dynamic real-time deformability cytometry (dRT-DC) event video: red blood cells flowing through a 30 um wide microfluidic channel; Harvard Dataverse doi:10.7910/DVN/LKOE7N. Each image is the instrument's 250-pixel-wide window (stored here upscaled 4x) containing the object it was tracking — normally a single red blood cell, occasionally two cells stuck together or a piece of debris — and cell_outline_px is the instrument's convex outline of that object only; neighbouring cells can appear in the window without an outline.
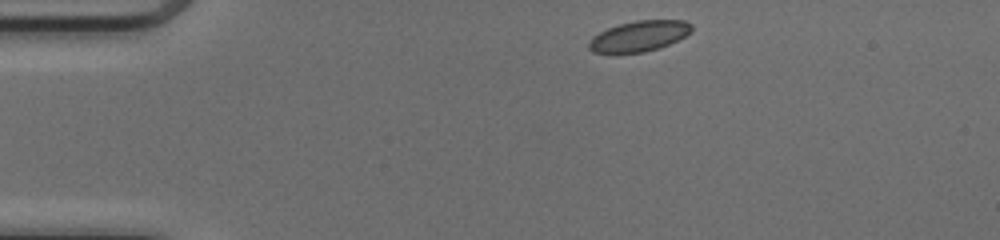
{"species": "common noctule bat (a hibernating species)", "species_latin": "Nyctalus noctula", "temperature_condition": "cold", "stored_images_in_passage": 42, "camera_frame_rate_fps": 3000, "um_per_image_px": 0.085, "animal": {"sex": "female", "body_mass_g": 17.0, "forearm_length_mm": 48.0}, "frame": {"image": 1, "passage_image": 1, "time_ms": 0.0, "image_size_px": [1000, 240], "cell_outline_px": [[692, 32], [660, 48], [644, 52], [592, 52], [588, 48], [588, 40], [592, 36], [608, 28], [620, 24], [636, 20], [684, 20], [692, 24]], "centroid_in_image_um": [54.33, 3.06], "position_along_channel_um": 30.7, "area_um2": 18.21}}
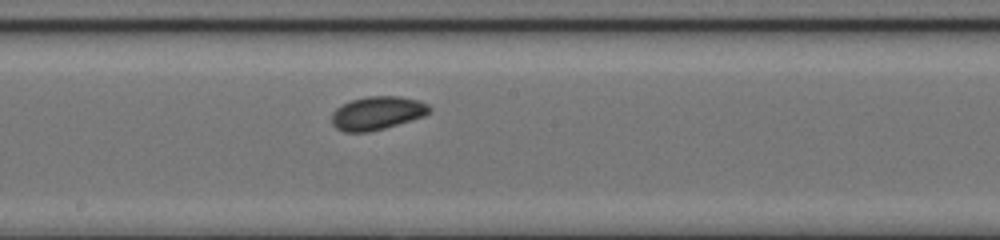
{"frame": {"image": 2, "passage_image": 19, "time_ms": 6.0, "image_size_px": [1000, 240], "cell_outline_px": [[432, 112], [424, 116], [384, 128], [368, 132], [344, 132], [336, 128], [332, 124], [332, 112], [336, 108], [352, 100], [368, 96], [400, 96], [420, 100], [428, 104], [432, 108]], "centroid_in_image_um": [32.09, 9.61], "position_along_channel_um": 216.1, "area_um2": 19.07}}
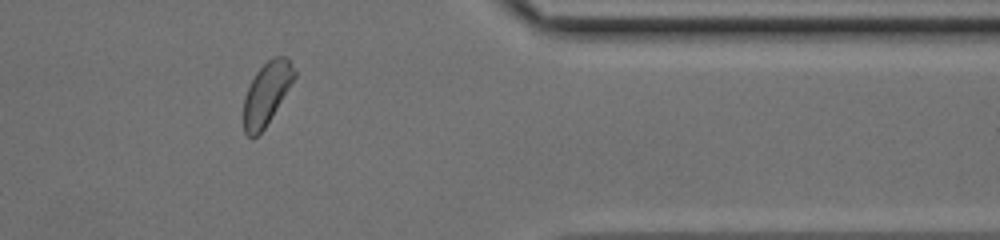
{"frame": {"image": 3, "passage_image": 33, "time_ms": 10.667, "image_size_px": [1000, 240], "cell_outline_px": [[296, 76], [264, 128], [252, 140], [244, 132], [244, 96], [256, 72], [272, 56], [288, 56], [296, 72]], "centroid_in_image_um": [22.66, 7.92], "position_along_channel_um": 388.7, "area_um2": 18.21}, "authors_computed_cell_mechanics": {"area_um2": 18.8428, "velocity_mm_per_s": 4.093, "shape_relaxation_time_tau1_ms": null, "shape_relaxation_time_tau2_ms": 4.3201, "deformation_change_tau1": null, "deformation_change_tau2": 0.0745}}